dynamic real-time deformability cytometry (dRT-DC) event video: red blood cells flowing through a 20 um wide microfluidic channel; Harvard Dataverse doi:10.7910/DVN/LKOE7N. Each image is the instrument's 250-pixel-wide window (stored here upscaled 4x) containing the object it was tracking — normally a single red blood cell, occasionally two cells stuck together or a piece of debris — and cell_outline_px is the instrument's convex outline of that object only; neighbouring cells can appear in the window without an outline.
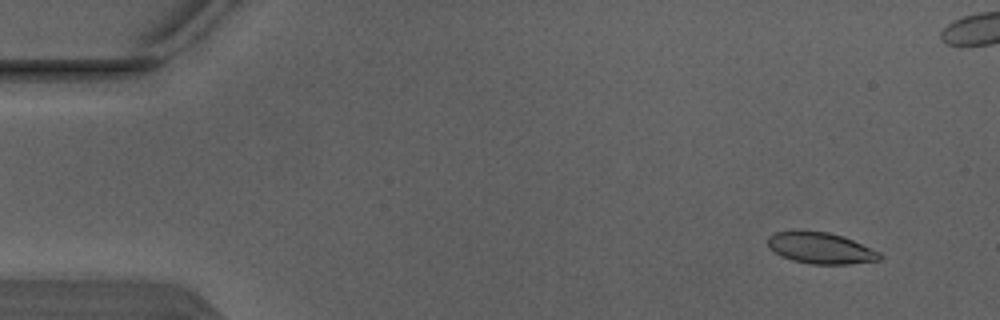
{"species": "Egyptian fruit bat (a non-hibernating species)", "species_latin": "Rousettus aegyptiacus", "temperature_condition": "warm", "stored_images_in_passage": 4, "segment_of_instrument_passage": [2, 2], "camera_frame_rate_fps": 3000, "um_per_image_px": 0.085, "animal": {"sex": "male"}, "frame": {"image": 1, "passage_image": 4, "time_ms": 1.0, "image_size_px": [1000, 320], "cell_outline_px": [[880, 260], [848, 264], [812, 264], [792, 260], [780, 256], [768, 248], [768, 236], [776, 232], [800, 228], [828, 232], [844, 236], [880, 252]], "centroid_in_image_um": [69.69, 21.05], "position_along_channel_um": 15.3, "area_um2": 20.87}}